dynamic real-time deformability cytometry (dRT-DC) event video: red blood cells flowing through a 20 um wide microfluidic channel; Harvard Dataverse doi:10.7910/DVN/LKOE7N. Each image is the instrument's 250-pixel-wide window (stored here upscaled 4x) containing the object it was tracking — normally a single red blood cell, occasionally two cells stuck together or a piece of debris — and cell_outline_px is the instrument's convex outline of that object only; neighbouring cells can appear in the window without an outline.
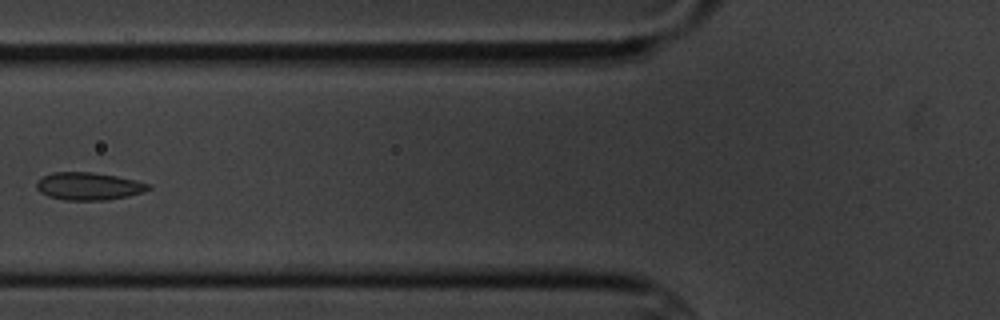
{"species": "common noctule bat (a hibernating species)", "species_latin": "Nyctalus noctula", "temperature_condition": "cold", "stored_images_in_passage": 9, "camera_frame_rate_fps": 3000, "um_per_image_px": 0.085, "animal": {"sex": "male", "body_mass_g": 20.1, "forearm_length_mm": 53.5}, "frame": {"image": 1, "passage_image": 7, "time_ms": 7.0, "image_size_px": [1000, 320], "cell_outline_px": [[152, 188], [144, 192], [128, 196], [108, 200], [64, 200], [48, 196], [40, 192], [36, 188], [36, 184], [44, 176], [52, 172], [92, 172], [116, 176], [136, 180], [152, 184]], "centroid_in_image_um": [7.58, 15.83], "position_along_channel_um": 118.2, "area_um2": 18.09}}
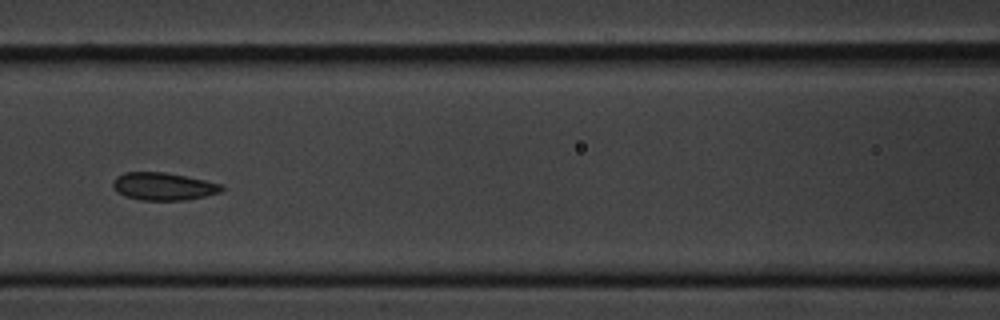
{"frame": {"image": 2, "passage_image": 8, "time_ms": 8.0, "image_size_px": [1000, 320], "cell_outline_px": [[224, 188], [220, 192], [204, 196], [184, 200], [140, 200], [124, 196], [116, 192], [112, 188], [112, 184], [116, 176], [124, 172], [164, 172], [224, 184]], "centroid_in_image_um": [13.85, 15.84], "position_along_channel_um": 152.8, "area_um2": 17.57}}
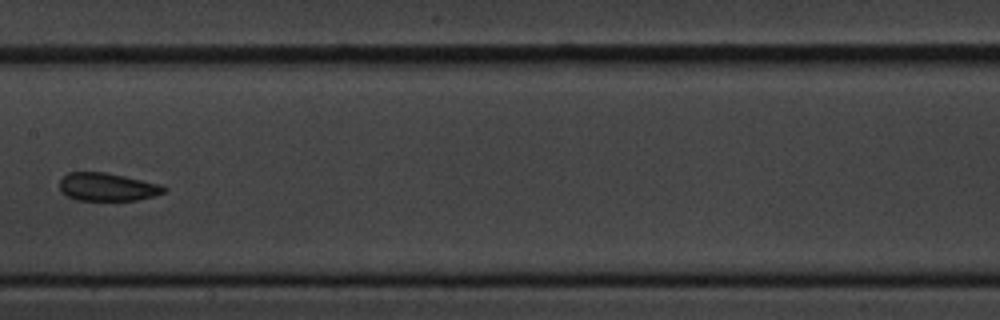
{"frame": {"image": 3, "passage_image": 9, "time_ms": 9.333, "image_size_px": [1000, 320], "cell_outline_px": [[168, 188], [164, 192], [152, 196], [136, 200], [76, 200], [68, 196], [60, 188], [60, 180], [68, 172], [104, 172], [124, 176], [160, 184]], "centroid_in_image_um": [9.13, 15.89], "position_along_channel_um": 198.3, "area_um2": 16.82}}